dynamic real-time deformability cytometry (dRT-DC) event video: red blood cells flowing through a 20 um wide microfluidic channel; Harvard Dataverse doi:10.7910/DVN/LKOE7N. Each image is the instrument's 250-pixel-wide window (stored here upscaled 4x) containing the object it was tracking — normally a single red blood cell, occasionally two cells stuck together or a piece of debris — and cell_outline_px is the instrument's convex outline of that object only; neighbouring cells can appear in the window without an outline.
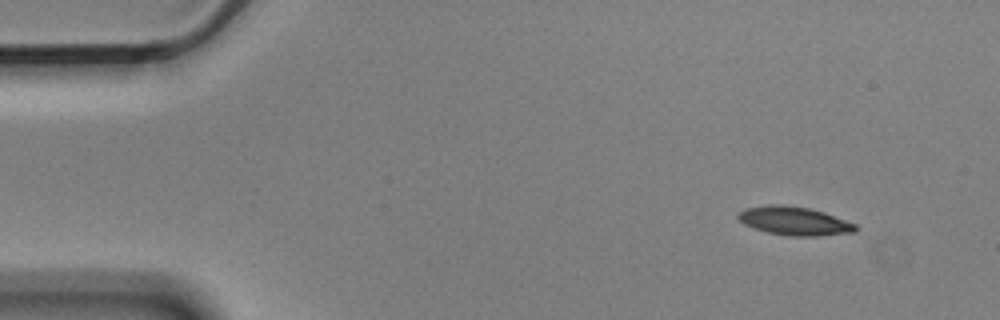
{"species": "Egyptian fruit bat (a non-hibernating species)", "species_latin": "Rousettus aegyptiacus", "temperature_condition": "cold", "stored_images_in_passage": 4, "camera_frame_rate_fps": 3000, "um_per_image_px": 0.085, "animal": {"sex": "male"}, "frame": {"image": 1, "passage_image": 1, "time_ms": 0.0, "image_size_px": [1000, 320], "cell_outline_px": [[860, 228], [856, 232], [820, 236], [788, 236], [768, 232], [752, 228], [744, 224], [736, 216], [744, 208], [768, 204], [780, 204], [808, 208], [824, 212], [856, 224]], "centroid_in_image_um": [67.53, 18.78], "position_along_channel_um": 17.5, "area_um2": 19.71}}
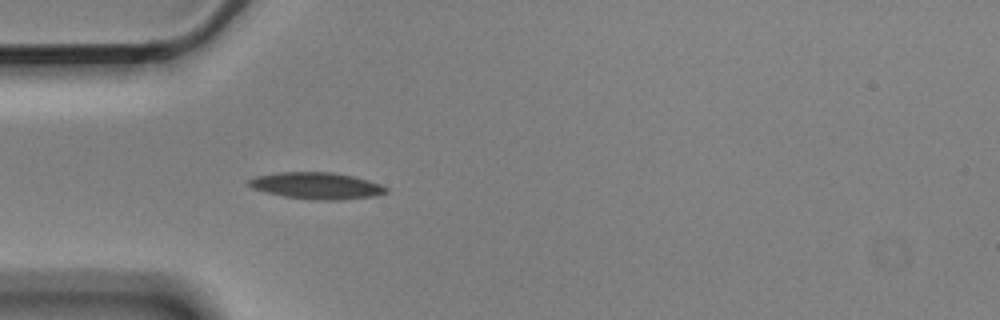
{"frame": {"image": 2, "passage_image": 4, "time_ms": 1.0, "image_size_px": [1000, 320], "cell_outline_px": [[388, 192], [372, 196], [340, 200], [316, 200], [284, 196], [252, 188], [248, 184], [248, 180], [256, 176], [280, 172], [332, 172], [352, 176], [368, 180], [380, 184], [388, 188]], "centroid_in_image_um": [26.92, 15.78], "position_along_channel_um": 58.1, "area_um2": 21.1}}